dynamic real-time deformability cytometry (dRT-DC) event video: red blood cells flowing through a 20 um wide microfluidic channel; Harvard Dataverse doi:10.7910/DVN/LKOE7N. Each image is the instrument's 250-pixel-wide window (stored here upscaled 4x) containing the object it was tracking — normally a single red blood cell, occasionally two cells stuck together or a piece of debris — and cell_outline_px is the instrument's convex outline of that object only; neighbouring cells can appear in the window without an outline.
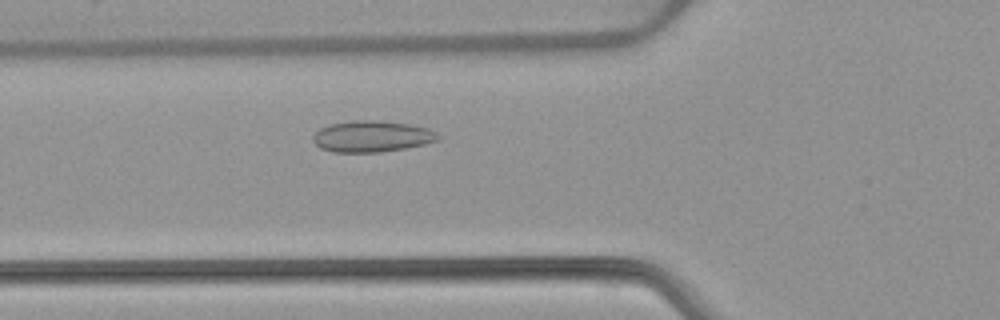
{"species": "common noctule bat (a hibernating species)", "species_latin": "Nyctalus noctula", "temperature_condition": "warm", "stored_images_in_passage": 47, "camera_frame_rate_fps": 3000, "um_per_image_px": 0.085, "animal": {"sex": "female", "body_mass_g": 22.7, "forearm_length_mm": 54.2}, "frame": {"image": 1, "passage_image": 14, "time_ms": 4.333, "image_size_px": [1000, 320], "cell_outline_px": [[440, 140], [424, 144], [404, 148], [380, 152], [332, 152], [320, 148], [312, 140], [312, 136], [320, 128], [328, 124], [352, 120], [376, 120], [408, 124], [428, 128], [436, 132], [440, 136]], "centroid_in_image_um": [31.59, 11.59], "position_along_channel_um": 94.2, "area_um2": 22.89}}
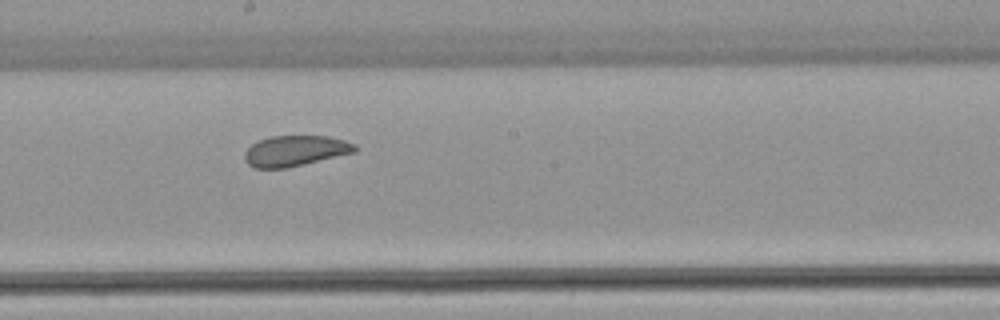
{"frame": {"image": 2, "passage_image": 24, "time_ms": 7.667, "image_size_px": [1000, 320], "cell_outline_px": [[356, 152], [288, 168], [256, 168], [248, 164], [244, 160], [244, 152], [252, 144], [260, 140], [272, 136], [328, 136], [344, 140], [356, 144]], "centroid_in_image_um": [25.1, 12.83], "position_along_channel_um": 223.1, "area_um2": 19.71}}
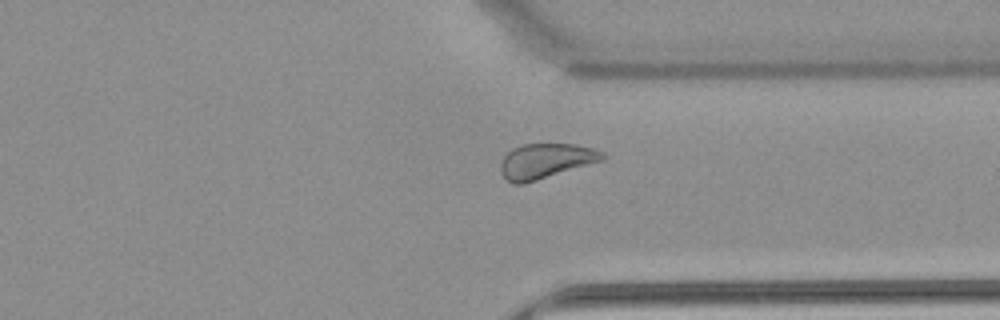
{"frame": {"image": 3, "passage_image": 35, "time_ms": 11.333, "image_size_px": [1000, 320], "cell_outline_px": [[608, 156], [604, 160], [524, 184], [512, 184], [500, 172], [500, 164], [504, 156], [512, 148], [520, 144], [576, 144], [592, 148], [604, 152]], "centroid_in_image_um": [46.4, 13.68], "position_along_channel_um": 365.0, "area_um2": 20.92}, "authors_computed_cell_mechanics": {"area_um2": 21.7328, "velocity_mm_per_s": 3.8631, "shape_relaxation_time_tau1_ms": 5.2366, "shape_relaxation_time_tau2_ms": 0.8583, "deformation_change_tau1": 0.1054, "deformation_change_tau2": 0.0642}}